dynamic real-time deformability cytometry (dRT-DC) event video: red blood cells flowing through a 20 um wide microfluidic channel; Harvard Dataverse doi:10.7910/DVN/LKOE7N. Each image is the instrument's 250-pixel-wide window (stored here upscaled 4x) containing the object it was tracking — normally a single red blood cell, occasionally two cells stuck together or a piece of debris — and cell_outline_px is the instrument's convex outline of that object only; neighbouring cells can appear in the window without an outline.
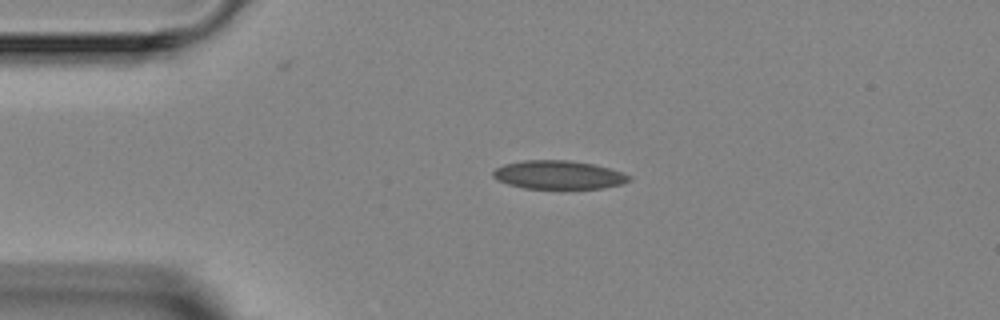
{"species": "Egyptian fruit bat (a non-hibernating species)", "species_latin": "Rousettus aegyptiacus", "temperature_condition": "room temperature", "stored_images_in_passage": 3, "camera_frame_rate_fps": 3000, "um_per_image_px": 0.085, "animal": {"sex": "female"}, "frame": {"image": 1, "passage_image": 1, "time_ms": 0.0, "image_size_px": [1000, 320], "cell_outline_px": [[632, 180], [620, 184], [604, 188], [524, 188], [508, 184], [496, 180], [492, 176], [492, 172], [496, 168], [504, 164], [524, 160], [568, 160], [592, 164], [608, 168], [632, 176]], "centroid_in_image_um": [47.45, 14.86], "position_along_channel_um": 37.6, "area_um2": 22.48}}